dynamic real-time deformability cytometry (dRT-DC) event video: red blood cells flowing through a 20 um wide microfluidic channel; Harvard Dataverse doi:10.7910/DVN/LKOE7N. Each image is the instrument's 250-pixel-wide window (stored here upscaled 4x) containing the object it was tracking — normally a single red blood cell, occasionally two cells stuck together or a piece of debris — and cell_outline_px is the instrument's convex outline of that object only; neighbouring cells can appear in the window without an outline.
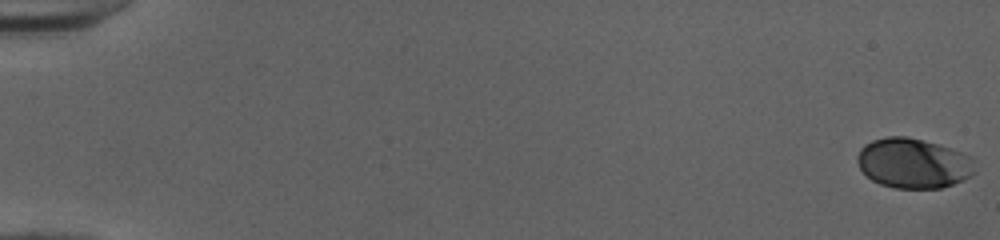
{"species": "human", "species_latin": "Homo sapiens", "temperature_condition": "cold", "stored_images_in_passage": 53, "camera_frame_rate_fps": 3000, "um_per_image_px": 0.085, "donor": {"sex": "female"}, "frame": {"image": 1, "passage_image": 1, "time_ms": 0.0, "image_size_px": [1000, 240], "cell_outline_px": [[976, 172], [972, 176], [964, 180], [940, 188], [896, 188], [880, 184], [872, 180], [860, 168], [856, 160], [856, 156], [860, 148], [864, 144], [872, 140], [888, 136], [908, 136], [936, 144], [972, 156], [976, 160]], "centroid_in_image_um": [77.65, 13.87], "position_along_channel_um": 7.3, "area_um2": 34.51}}
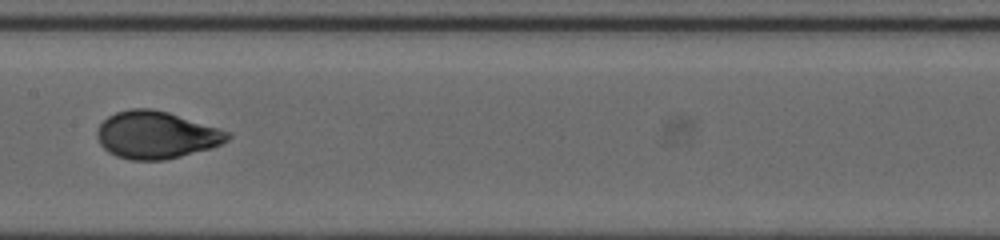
{"frame": {"image": 2, "passage_image": 29, "time_ms": 9.333, "image_size_px": [1000, 240], "cell_outline_px": [[232, 136], [228, 140], [212, 148], [164, 160], [132, 160], [116, 156], [108, 152], [100, 144], [96, 136], [96, 132], [100, 124], [108, 116], [116, 112], [128, 108], [152, 108], [168, 112], [232, 132]], "centroid_in_image_um": [13.28, 11.46], "position_along_channel_um": 194.1, "area_um2": 36.18}}
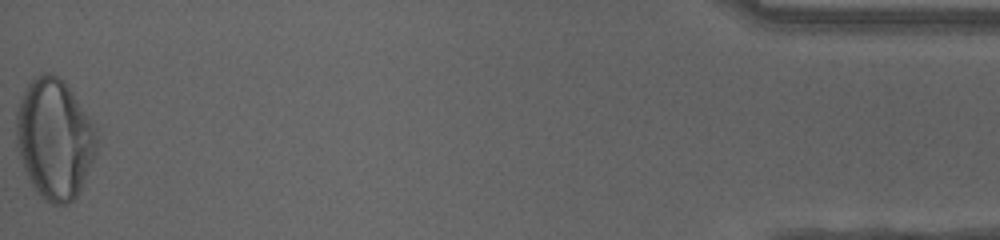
{"frame": {"image": 3, "passage_image": 53, "time_ms": 17.333, "image_size_px": [1000, 240], "cell_outline_px": [[96, 152], [80, 188], [76, 196], [68, 204], [52, 204], [44, 200], [36, 192], [24, 168], [16, 144], [16, 112], [20, 100], [32, 76], [44, 72], [48, 72], [64, 80], [96, 128]], "centroid_in_image_um": [4.61, 11.78], "position_along_channel_um": 430.6, "area_um2": 55.95}, "authors_computed_cell_mechanics": {"area_um2": 35.547, "velocity_mm_per_s": 4.0235, "shape_relaxation_time_tau1_ms": 4.044, "shape_relaxation_time_tau2_ms": null, "deformation_change_tau1": 0.1632, "deformation_change_tau2": null}}